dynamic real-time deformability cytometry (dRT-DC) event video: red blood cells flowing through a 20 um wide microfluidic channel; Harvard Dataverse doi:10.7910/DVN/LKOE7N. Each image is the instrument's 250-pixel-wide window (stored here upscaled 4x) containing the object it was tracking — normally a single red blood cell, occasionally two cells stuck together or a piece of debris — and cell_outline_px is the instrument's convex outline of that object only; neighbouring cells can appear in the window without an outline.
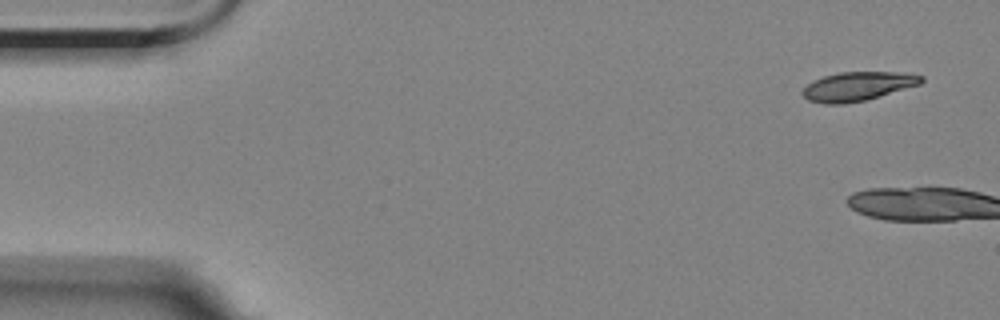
{"species": "Egyptian fruit bat (a non-hibernating species)", "species_latin": "Rousettus aegyptiacus", "temperature_condition": "room temperature", "stored_images_in_passage": 5, "camera_frame_rate_fps": 3000, "um_per_image_px": 0.085, "animal": {"sex": "female"}, "frame": {"image": 1, "passage_image": 1, "time_ms": 0.0, "image_size_px": [1000, 320], "cell_outline_px": [[924, 80], [920, 84], [864, 100], [844, 104], [824, 104], [808, 100], [800, 92], [812, 80], [824, 76], [840, 72], [908, 72], [924, 76]], "centroid_in_image_um": [72.9, 7.32], "position_along_channel_um": 12.1, "area_um2": 20.0}}